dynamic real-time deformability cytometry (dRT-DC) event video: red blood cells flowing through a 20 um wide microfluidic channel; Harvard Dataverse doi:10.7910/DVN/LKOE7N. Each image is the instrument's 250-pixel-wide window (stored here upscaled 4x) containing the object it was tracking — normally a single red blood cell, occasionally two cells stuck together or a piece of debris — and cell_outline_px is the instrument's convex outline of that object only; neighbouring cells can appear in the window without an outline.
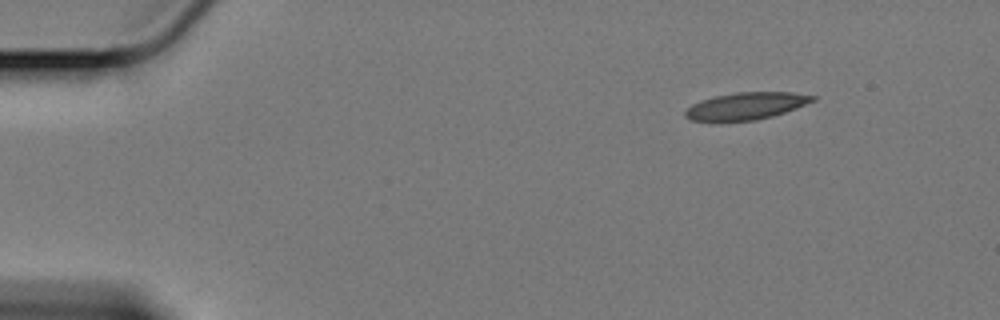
{"species": "Egyptian fruit bat (a non-hibernating species)", "species_latin": "Rousettus aegyptiacus", "temperature_condition": "cold", "stored_images_in_passage": 53, "camera_frame_rate_fps": 3000, "um_per_image_px": 0.085, "animal": {"sex": "female"}, "frame": {"image": 1, "passage_image": 1, "time_ms": 0.0, "image_size_px": [1000, 320], "cell_outline_px": [[816, 100], [796, 108], [772, 116], [756, 120], [716, 124], [688, 120], [684, 116], [684, 112], [692, 104], [700, 100], [716, 96], [736, 92], [792, 92], [816, 96]], "centroid_in_image_um": [63.32, 9.05], "position_along_channel_um": 21.7, "area_um2": 20.87}}
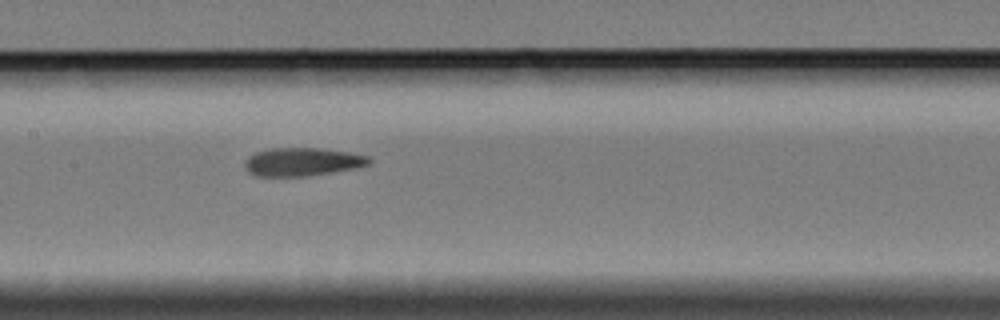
{"frame": {"image": 2, "passage_image": 23, "time_ms": 7.333, "image_size_px": [1000, 320], "cell_outline_px": [[372, 164], [356, 168], [332, 172], [304, 176], [256, 176], [248, 172], [244, 164], [248, 156], [256, 152], [268, 148], [316, 148], [348, 152], [368, 156], [372, 160]], "centroid_in_image_um": [25.7, 13.75], "position_along_channel_um": 181.7, "area_um2": 20.46}}
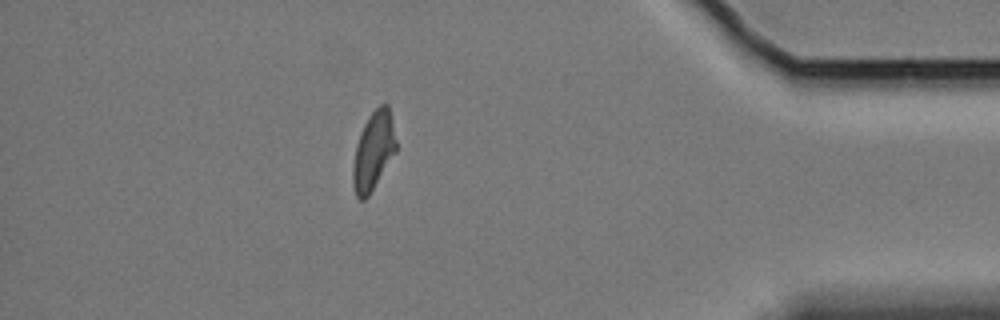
{"frame": {"image": 3, "passage_image": 46, "time_ms": 15.0, "image_size_px": [1000, 320], "cell_outline_px": [[396, 152], [368, 196], [364, 200], [360, 200], [356, 196], [352, 184], [352, 168], [356, 144], [360, 132], [368, 116], [380, 104], [388, 104], [392, 120], [396, 140]], "centroid_in_image_um": [31.72, 12.83], "position_along_channel_um": 403.5, "area_um2": 19.71}, "authors_computed_cell_mechanics": {"area_um2": 20.6924, "velocity_mm_per_s": 3.3736, "shape_relaxation_time_tau1_ms": null, "shape_relaxation_time_tau2_ms": 3.7482, "deformation_change_tau1": null, "deformation_change_tau2": 0.1174}}